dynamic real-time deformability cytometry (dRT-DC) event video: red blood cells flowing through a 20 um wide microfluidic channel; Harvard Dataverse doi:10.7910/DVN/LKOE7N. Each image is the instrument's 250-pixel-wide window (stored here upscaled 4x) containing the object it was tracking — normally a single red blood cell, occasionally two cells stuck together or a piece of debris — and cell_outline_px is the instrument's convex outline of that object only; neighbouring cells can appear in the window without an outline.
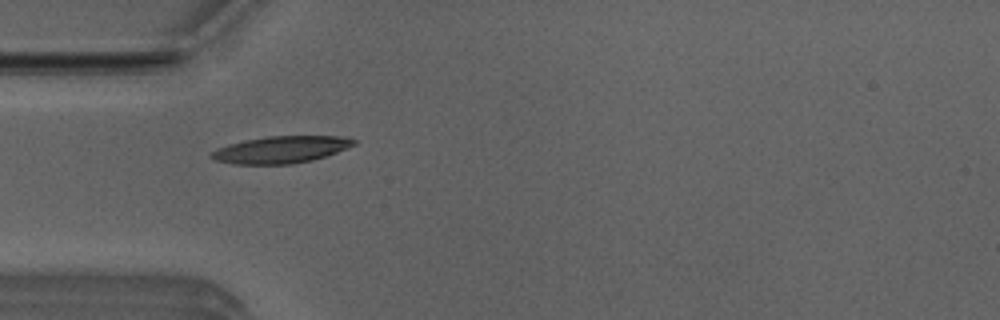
{"species": "Egyptian fruit bat (a non-hibernating species)", "species_latin": "Rousettus aegyptiacus", "temperature_condition": "room temperature", "stored_images_in_passage": 34, "camera_frame_rate_fps": 3000, "um_per_image_px": 0.085, "animal": {"sex": "male"}, "frame": {"image": 1, "passage_image": 1, "time_ms": 0.0, "image_size_px": [1000, 320], "cell_outline_px": [[356, 144], [336, 152], [312, 160], [292, 164], [232, 164], [216, 160], [208, 156], [216, 148], [228, 144], [244, 140], [264, 136], [344, 136], [356, 140]], "centroid_in_image_um": [23.85, 12.71], "position_along_channel_um": 61.2, "area_um2": 22.43}}
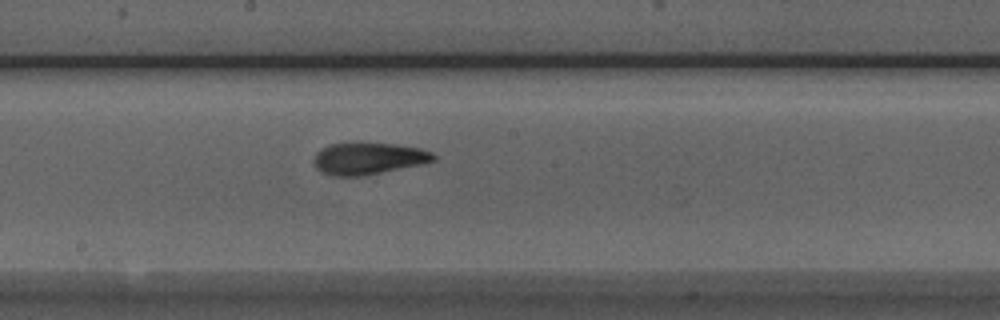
{"frame": {"image": 2, "passage_image": 13, "time_ms": 4.0, "image_size_px": [1000, 320], "cell_outline_px": [[436, 160], [420, 164], [360, 176], [332, 176], [320, 172], [316, 168], [316, 152], [320, 148], [328, 144], [352, 140], [360, 140], [396, 144], [420, 148], [432, 152], [436, 156]], "centroid_in_image_um": [31.27, 13.41], "position_along_channel_um": 216.9, "area_um2": 22.83}}
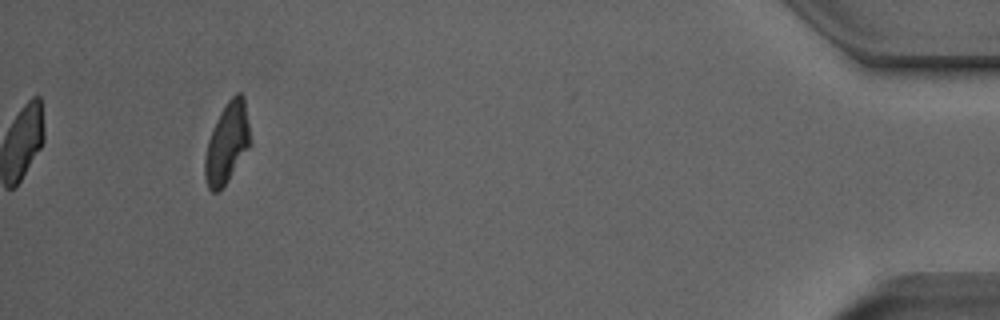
{"frame": {"image": 3, "passage_image": 34, "time_ms": 11.0, "image_size_px": [1000, 320], "cell_outline_px": [[252, 144], [228, 180], [216, 192], [212, 192], [208, 188], [204, 176], [204, 156], [208, 140], [216, 120], [220, 112], [228, 100], [236, 92], [240, 92], [244, 96]], "centroid_in_image_um": [19.31, 12.14], "position_along_channel_um": 415.9, "area_um2": 21.39}, "authors_computed_cell_mechanics": {"area_um2": 21.9062, "velocity_mm_per_s": 3.93, "shape_relaxation_time_tau1_ms": 4.3172, "shape_relaxation_time_tau2_ms": 1.8264, "deformation_change_tau1": 0.1877, "deformation_change_tau2": 0.0972}}